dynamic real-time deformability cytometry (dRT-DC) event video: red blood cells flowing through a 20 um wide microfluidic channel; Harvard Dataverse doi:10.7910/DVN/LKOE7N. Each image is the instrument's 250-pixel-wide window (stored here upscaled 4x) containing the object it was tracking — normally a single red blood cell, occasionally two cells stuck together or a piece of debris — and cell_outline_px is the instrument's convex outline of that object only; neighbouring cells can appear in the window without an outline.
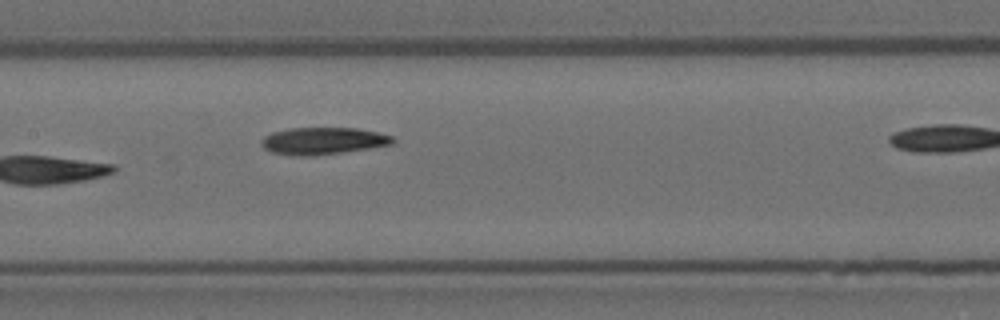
{"species": "Egyptian fruit bat (a non-hibernating species)", "species_latin": "Rousettus aegyptiacus", "temperature_condition": "room temperature", "stored_images_in_passage": 9, "segment_of_instrument_passage": [1, 2], "camera_frame_rate_fps": 3000, "um_per_image_px": 0.085, "animal": {"sex": "female"}, "frame": {"image": 1, "passage_image": 8, "time_ms": 2.333, "image_size_px": [1000, 320], "cell_outline_px": [[396, 140], [392, 144], [368, 148], [340, 152], [308, 156], [296, 156], [272, 152], [264, 148], [260, 144], [260, 140], [264, 136], [272, 132], [288, 128], [356, 128], [376, 132], [392, 136]], "centroid_in_image_um": [27.41, 11.97], "position_along_channel_um": 180.0, "area_um2": 20.58}}